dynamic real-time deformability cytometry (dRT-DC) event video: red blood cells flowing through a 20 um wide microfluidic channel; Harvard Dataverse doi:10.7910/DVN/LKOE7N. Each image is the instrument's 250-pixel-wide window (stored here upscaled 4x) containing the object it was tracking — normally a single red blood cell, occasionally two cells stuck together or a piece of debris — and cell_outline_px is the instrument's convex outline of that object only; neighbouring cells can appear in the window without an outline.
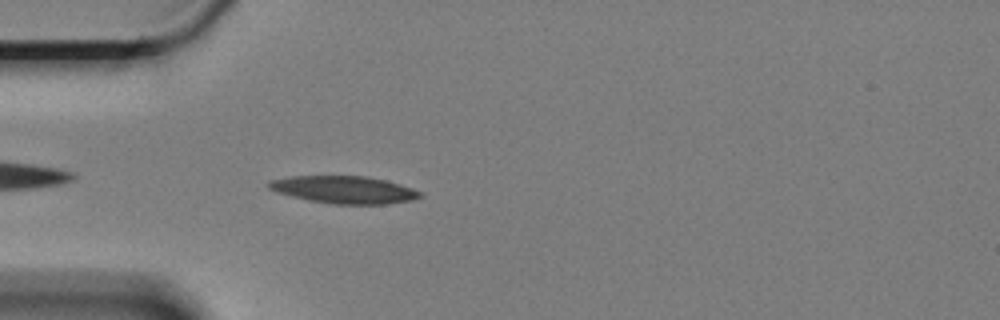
{"species": "Egyptian fruit bat (a non-hibernating species)", "species_latin": "Rousettus aegyptiacus", "temperature_condition": "cold", "stored_images_in_passage": 29, "camera_frame_rate_fps": 3000, "um_per_image_px": 0.085, "animal": {"sex": "female"}, "frame": {"image": 1, "passage_image": 3, "time_ms": 0.667, "image_size_px": [1000, 320], "cell_outline_px": [[424, 196], [412, 200], [388, 204], [332, 204], [308, 200], [276, 192], [268, 188], [268, 180], [292, 176], [368, 176], [400, 184], [412, 188], [420, 192]], "centroid_in_image_um": [29.24, 16.12], "position_along_channel_um": 55.8, "area_um2": 24.22}}
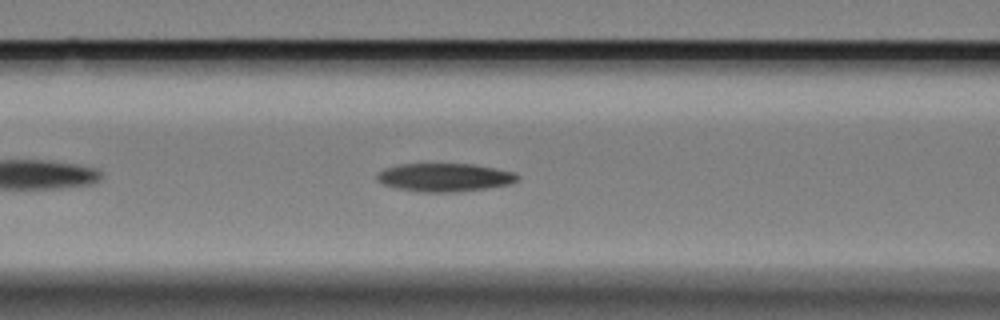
{"frame": {"image": 2, "passage_image": 10, "time_ms": 3.0, "image_size_px": [1000, 320], "cell_outline_px": [[520, 180], [512, 184], [488, 188], [456, 192], [420, 192], [396, 188], [384, 184], [376, 180], [376, 176], [384, 168], [400, 164], [472, 164], [516, 172], [520, 176]], "centroid_in_image_um": [37.84, 15.08], "position_along_channel_um": 128.8, "area_um2": 23.35}}
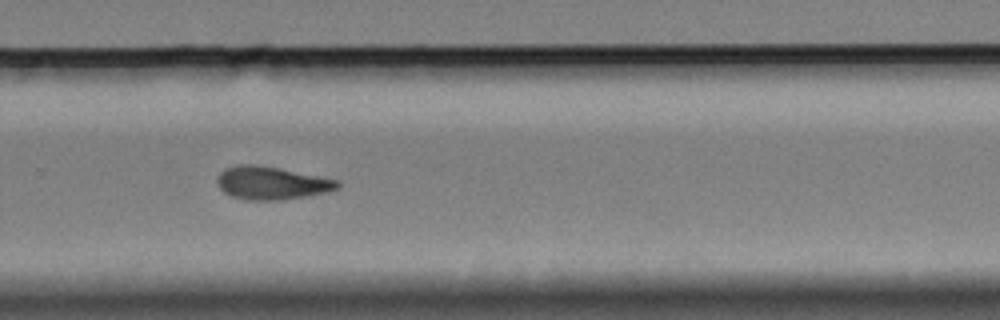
{"frame": {"image": 3, "passage_image": 26, "time_ms": 8.333, "image_size_px": [1000, 320], "cell_outline_px": [[340, 188], [328, 192], [280, 200], [244, 200], [232, 196], [224, 192], [220, 188], [216, 180], [220, 172], [224, 168], [240, 164], [252, 164], [276, 168], [340, 180]], "centroid_in_image_um": [23.08, 15.56], "position_along_channel_um": 306.7, "area_um2": 23.0}}